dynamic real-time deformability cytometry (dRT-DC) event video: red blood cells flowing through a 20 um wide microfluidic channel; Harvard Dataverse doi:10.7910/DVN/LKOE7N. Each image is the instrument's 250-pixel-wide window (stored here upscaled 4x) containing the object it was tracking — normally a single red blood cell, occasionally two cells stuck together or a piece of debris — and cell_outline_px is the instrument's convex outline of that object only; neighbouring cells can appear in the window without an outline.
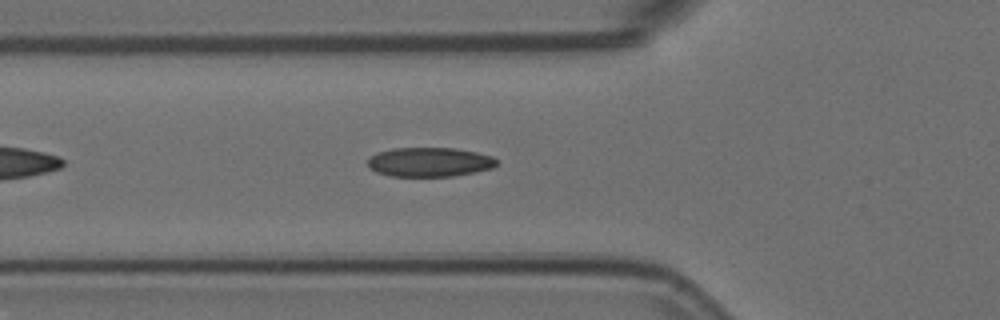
{"species": "Egyptian fruit bat (a non-hibernating species)", "species_latin": "Rousettus aegyptiacus", "temperature_condition": "room temperature", "stored_images_in_passage": 38, "camera_frame_rate_fps": 3000, "um_per_image_px": 0.085, "animal": {"sex": "female"}, "frame": {"image": 1, "passage_image": 7, "time_ms": 2.0, "image_size_px": [1000, 320], "cell_outline_px": [[496, 164], [492, 168], [452, 176], [388, 176], [376, 172], [368, 164], [368, 156], [376, 152], [392, 148], [456, 148], [476, 152], [492, 156], [496, 160]], "centroid_in_image_um": [36.46, 13.76], "position_along_channel_um": 89.3, "area_um2": 21.96}}
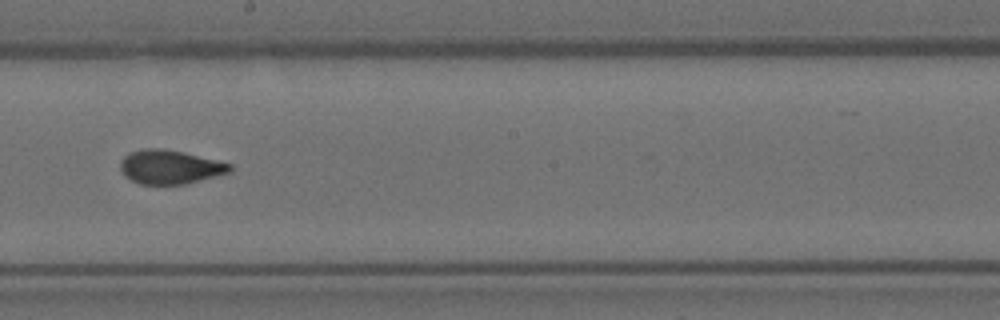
{"frame": {"image": 2, "passage_image": 19, "time_ms": 6.0, "image_size_px": [1000, 320], "cell_outline_px": [[232, 172], [184, 184], [140, 184], [124, 176], [120, 168], [120, 160], [128, 152], [144, 148], [160, 148], [180, 152], [232, 164]], "centroid_in_image_um": [14.41, 14.19], "position_along_channel_um": 233.8, "area_um2": 21.5}}
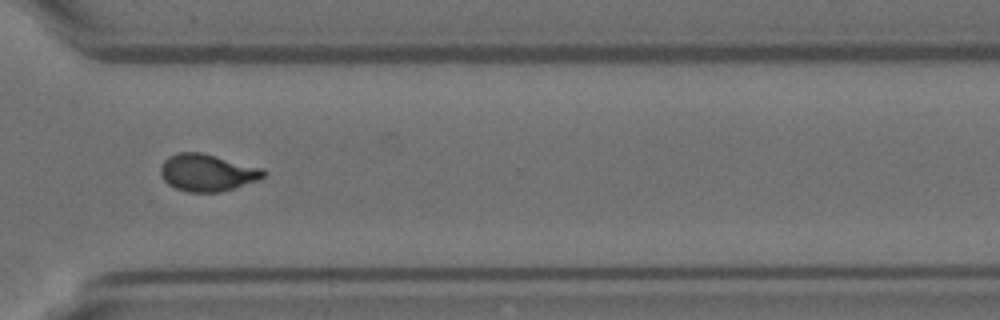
{"frame": {"image": 3, "passage_image": 29, "time_ms": 9.333, "image_size_px": [1000, 320], "cell_outline_px": [[268, 172], [264, 176], [256, 180], [220, 192], [188, 192], [176, 188], [168, 184], [164, 180], [160, 172], [160, 164], [168, 156], [180, 152], [200, 152], [264, 168]], "centroid_in_image_um": [17.6, 14.66], "position_along_channel_um": 353.0, "area_um2": 22.2}, "authors_computed_cell_mechanics": {"area_um2": 21.8773, "velocity_mm_per_s": 3.5929, "shape_relaxation_time_tau1_ms": 5.5753, "shape_relaxation_time_tau2_ms": 1.2888, "deformation_change_tau1": 0.1797, "deformation_change_tau2": 0.0691}}